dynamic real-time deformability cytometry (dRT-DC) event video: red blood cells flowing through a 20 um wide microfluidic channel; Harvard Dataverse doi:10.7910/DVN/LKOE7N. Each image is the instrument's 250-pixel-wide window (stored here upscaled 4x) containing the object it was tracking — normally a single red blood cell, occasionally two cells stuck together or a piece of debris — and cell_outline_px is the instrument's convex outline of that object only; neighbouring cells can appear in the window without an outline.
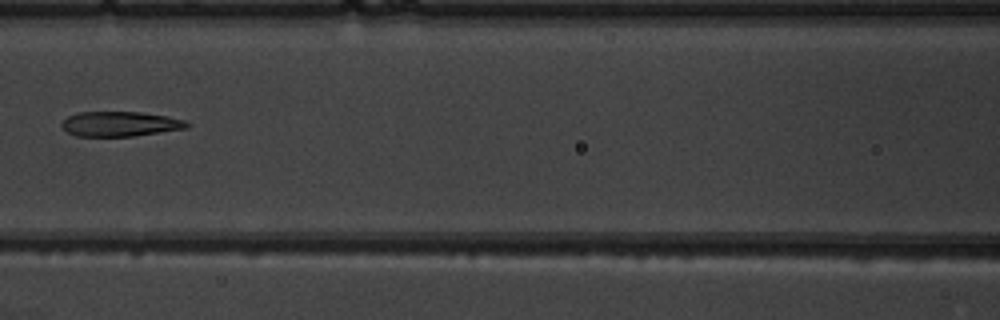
{"species": "common noctule bat (a hibernating species)", "species_latin": "Nyctalus noctula", "temperature_condition": "warm", "stored_images_in_passage": 8, "camera_frame_rate_fps": 3000, "um_per_image_px": 0.085, "animal": {"sex": "male", "body_mass_g": 19.5, "forearm_length_mm": 54.6}, "frame": {"image": 1, "passage_image": 7, "time_ms": 8.0, "image_size_px": [1000, 320], "cell_outline_px": [[192, 124], [188, 128], [132, 136], [76, 136], [68, 132], [60, 124], [68, 116], [76, 112], [140, 112], [168, 116], [184, 120]], "centroid_in_image_um": [10.23, 10.53], "position_along_channel_um": 156.4, "area_um2": 18.15}}
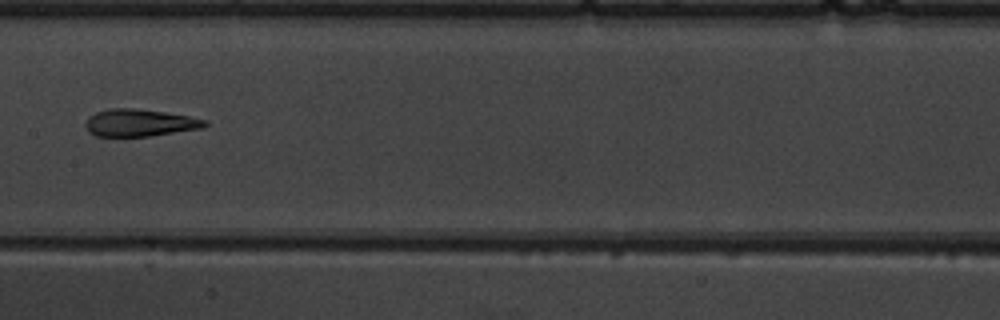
{"frame": {"image": 2, "passage_image": 8, "time_ms": 9.0, "image_size_px": [1000, 320], "cell_outline_px": [[208, 124], [204, 128], [148, 136], [96, 136], [88, 132], [84, 124], [88, 116], [96, 112], [108, 108], [132, 108], [164, 112], [188, 116], [208, 120]], "centroid_in_image_um": [11.85, 10.43], "position_along_channel_um": 195.5, "area_um2": 19.02}}